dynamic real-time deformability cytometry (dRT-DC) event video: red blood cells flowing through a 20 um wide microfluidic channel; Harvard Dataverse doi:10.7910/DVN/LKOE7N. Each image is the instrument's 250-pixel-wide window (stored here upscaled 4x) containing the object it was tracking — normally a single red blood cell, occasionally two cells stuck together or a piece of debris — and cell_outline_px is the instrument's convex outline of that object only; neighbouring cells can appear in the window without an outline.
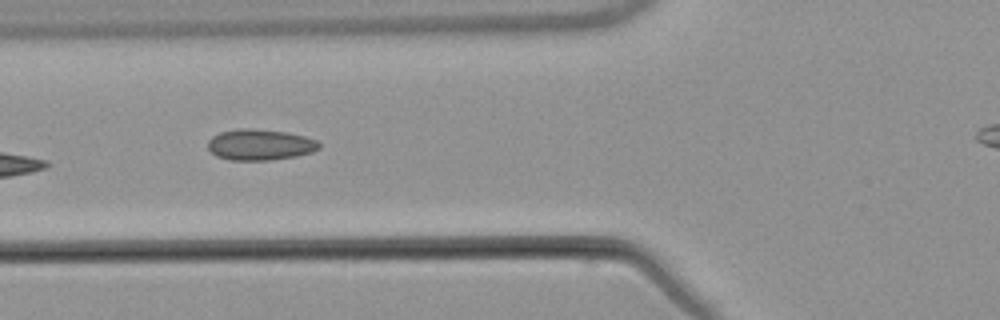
{"species": "common noctule bat (a hibernating species)", "species_latin": "Nyctalus noctula", "temperature_condition": "warm", "stored_images_in_passage": 7, "camera_frame_rate_fps": 3000, "um_per_image_px": 0.085, "animal": {"sex": "male", "body_mass_g": 21.5, "forearm_length_mm": 52.0}, "frame": {"image": 1, "passage_image": 6, "time_ms": 6.0, "image_size_px": [1000, 320], "cell_outline_px": [[320, 148], [312, 152], [296, 156], [268, 160], [228, 160], [216, 156], [208, 148], [208, 140], [212, 136], [220, 132], [240, 128], [252, 128], [288, 132], [304, 136], [316, 140], [320, 144]], "centroid_in_image_um": [22.09, 12.29], "position_along_channel_um": 103.7, "area_um2": 20.17}}
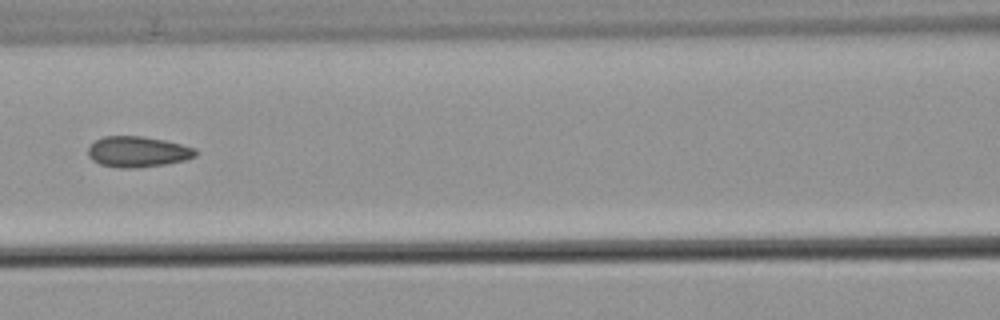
{"frame": {"image": 2, "passage_image": 7, "time_ms": 7.333, "image_size_px": [1000, 320], "cell_outline_px": [[196, 156], [184, 160], [164, 164], [132, 168], [120, 168], [100, 164], [92, 160], [88, 156], [88, 148], [96, 140], [104, 136], [140, 136], [164, 140], [196, 148]], "centroid_in_image_um": [11.69, 12.9], "position_along_channel_um": 154.9, "area_um2": 19.07}}